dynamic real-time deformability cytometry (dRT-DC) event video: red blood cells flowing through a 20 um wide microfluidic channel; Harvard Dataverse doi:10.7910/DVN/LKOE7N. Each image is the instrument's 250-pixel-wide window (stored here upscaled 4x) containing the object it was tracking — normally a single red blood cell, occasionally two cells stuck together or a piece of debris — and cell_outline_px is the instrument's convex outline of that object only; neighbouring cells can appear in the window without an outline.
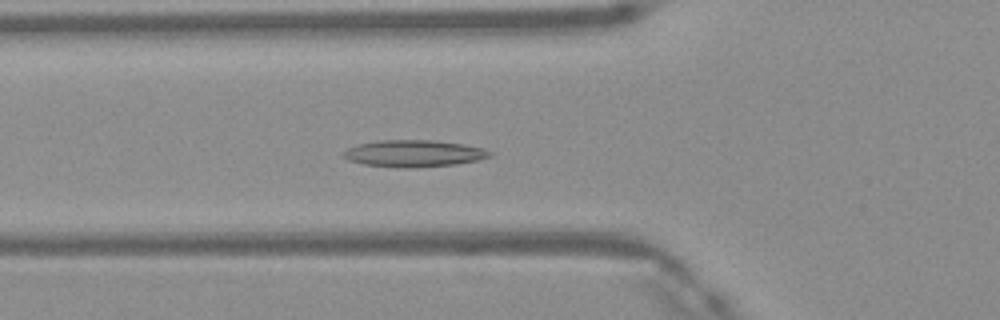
{"species": "Egyptian fruit bat (a non-hibernating species)", "species_latin": "Rousettus aegyptiacus", "temperature_condition": "warm", "stored_images_in_passage": 28, "camera_frame_rate_fps": 3000, "um_per_image_px": 0.085, "frame": {"image": 1, "passage_image": 7, "time_ms": 2.0, "image_size_px": [1000, 320], "cell_outline_px": [[492, 156], [476, 160], [456, 164], [412, 168], [408, 168], [364, 164], [348, 160], [340, 156], [340, 152], [348, 148], [360, 144], [380, 140], [432, 140], [464, 144], [484, 148], [492, 152]], "centroid_in_image_um": [35.16, 13.04], "position_along_channel_um": 90.6, "area_um2": 22.89}}
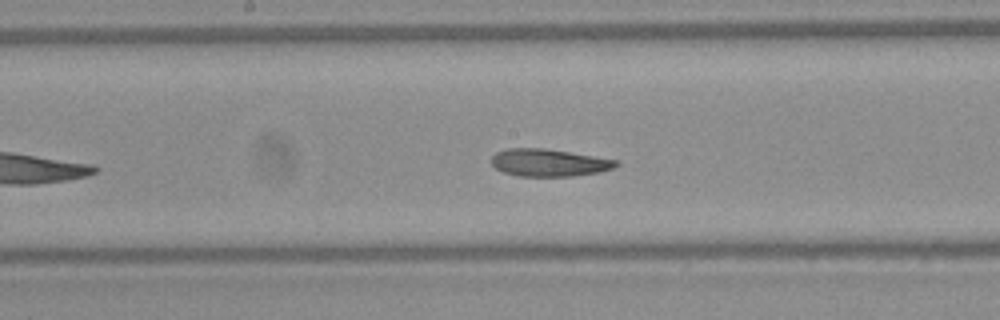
{"frame": {"image": 2, "passage_image": 15, "time_ms": 4.667, "image_size_px": [1000, 320], "cell_outline_px": [[620, 164], [612, 168], [600, 172], [572, 176], [520, 176], [504, 172], [496, 168], [492, 164], [492, 156], [496, 152], [508, 148], [544, 148], [620, 160]], "centroid_in_image_um": [46.69, 13.82], "position_along_channel_um": 201.5, "area_um2": 19.88}}
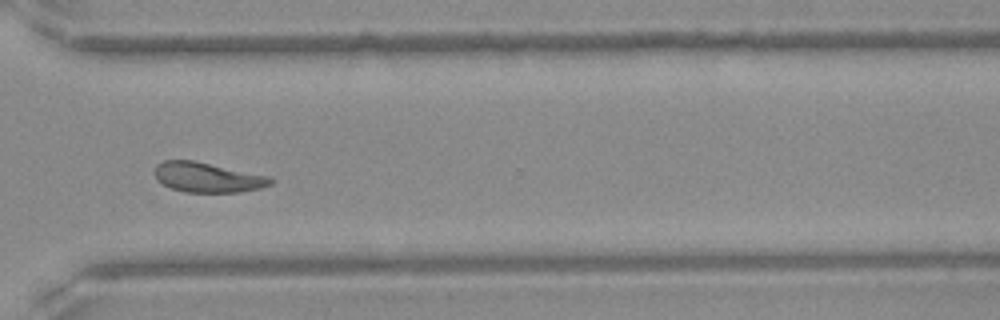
{"frame": {"image": 3, "passage_image": 26, "time_ms": 8.333, "image_size_px": [1000, 320], "cell_outline_px": [[276, 180], [272, 184], [260, 188], [240, 192], [184, 192], [172, 188], [156, 180], [152, 172], [156, 164], [164, 160], [192, 160], [272, 176]], "centroid_in_image_um": [17.65, 15.07], "position_along_channel_um": 352.9, "area_um2": 20.52}, "authors_computed_cell_mechanics": {"area_um2": 20.4034, "velocity_mm_per_s": 4.1298, "shape_relaxation_time_tau1_ms": 7.166, "shape_relaxation_time_tau2_ms": 3.3716, "deformation_change_tau1": 0.1852, "deformation_change_tau2": 0.1029}}